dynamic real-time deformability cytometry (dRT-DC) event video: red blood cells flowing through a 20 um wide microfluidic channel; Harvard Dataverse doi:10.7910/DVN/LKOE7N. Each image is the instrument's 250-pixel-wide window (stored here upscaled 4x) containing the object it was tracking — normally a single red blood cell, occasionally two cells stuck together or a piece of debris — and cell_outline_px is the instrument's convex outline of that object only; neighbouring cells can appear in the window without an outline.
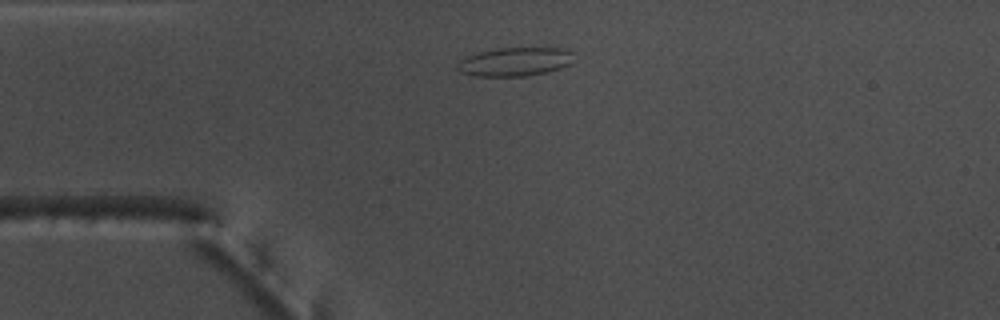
{"species": "common noctule bat (a hibernating species)", "species_latin": "Nyctalus noctula", "temperature_condition": "warm", "stored_images_in_passage": 42, "camera_frame_rate_fps": 3000, "um_per_image_px": 0.085, "animal": {"sex": "male", "body_mass_g": 17.5, "forearm_length_mm": 52.3}, "frame": {"image": 1, "passage_image": 1, "time_ms": 0.0, "image_size_px": [1000, 320], "cell_outline_px": [[572, 52], [568, 64], [560, 68], [548, 72], [524, 76], [476, 76], [460, 72], [456, 68], [456, 64], [464, 56], [496, 48], [568, 48]], "centroid_in_image_um": [43.7, 5.24], "position_along_channel_um": 41.3, "area_um2": 19.42}}
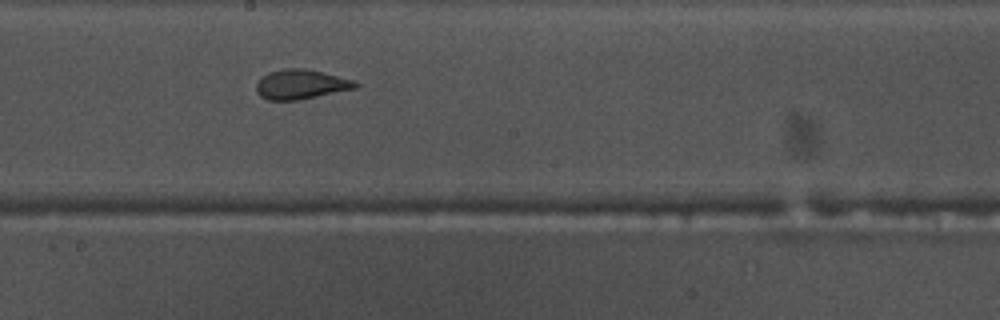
{"frame": {"image": 2, "passage_image": 17, "time_ms": 5.333, "image_size_px": [1000, 320], "cell_outline_px": [[360, 84], [356, 88], [300, 100], [268, 100], [260, 96], [256, 92], [256, 84], [268, 72], [284, 68], [304, 68], [324, 72], [356, 80]], "centroid_in_image_um": [25.61, 7.17], "position_along_channel_um": 222.6, "area_um2": 17.28}}
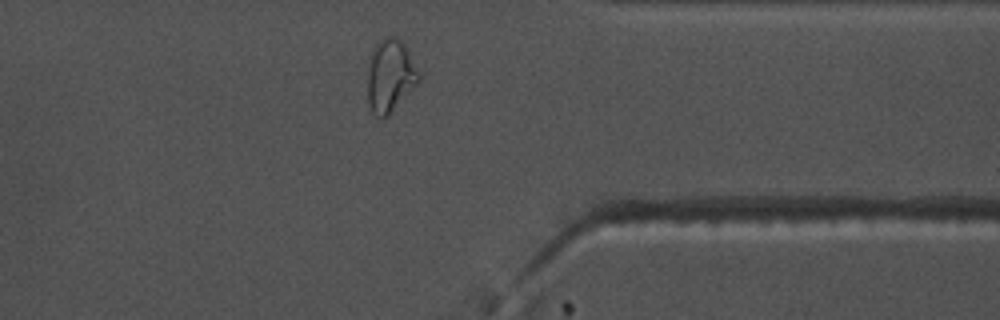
{"frame": {"image": 3, "passage_image": 30, "time_ms": 9.667, "image_size_px": [1000, 320], "cell_outline_px": [[420, 80], [388, 116], [376, 116], [372, 112], [368, 100], [368, 68], [372, 52], [376, 44], [380, 40], [388, 36], [396, 36], [404, 44], [420, 72]], "centroid_in_image_um": [33.18, 6.43], "position_along_channel_um": 378.2, "area_um2": 21.44}, "authors_computed_cell_mechanics": {"area_um2": 17.8313, "velocity_mm_per_s": 3.7934, "shape_relaxation_time_tau1_ms": null, "shape_relaxation_time_tau2_ms": 1.2591, "deformation_change_tau1": null, "deformation_change_tau2": 0.0981}}